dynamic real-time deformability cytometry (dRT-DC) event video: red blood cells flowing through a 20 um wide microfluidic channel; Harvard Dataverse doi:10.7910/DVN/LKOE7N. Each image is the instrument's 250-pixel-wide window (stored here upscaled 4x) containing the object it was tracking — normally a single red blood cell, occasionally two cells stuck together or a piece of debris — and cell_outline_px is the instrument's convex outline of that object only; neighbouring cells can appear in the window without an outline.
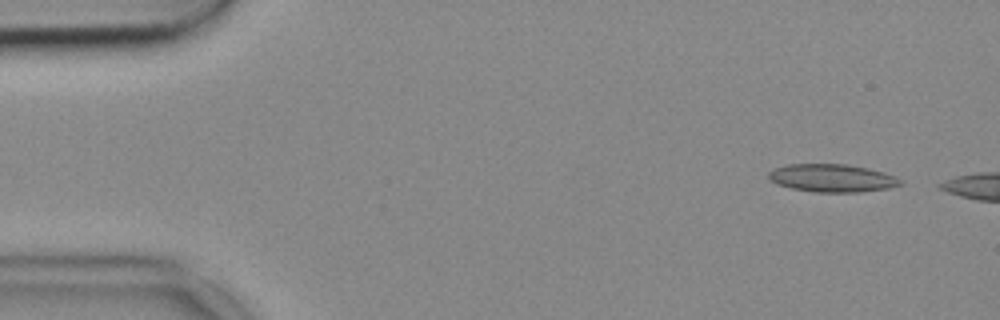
{"species": "common noctule bat (a hibernating species)", "species_latin": "Nyctalus noctula", "temperature_condition": "cold", "stored_images_in_passage": 48, "camera_frame_rate_fps": 3000, "um_per_image_px": 0.085, "animal": {"sex": "female", "body_mass_g": 18.4}, "frame": {"image": 1, "passage_image": 4, "time_ms": 1.0, "image_size_px": [1000, 320], "cell_outline_px": [[904, 184], [888, 188], [860, 192], [812, 192], [792, 188], [776, 184], [768, 176], [768, 172], [772, 168], [788, 164], [848, 164], [868, 168], [884, 172], [896, 176]], "centroid_in_image_um": [70.73, 15.13], "position_along_channel_um": 14.3, "area_um2": 21.56}}
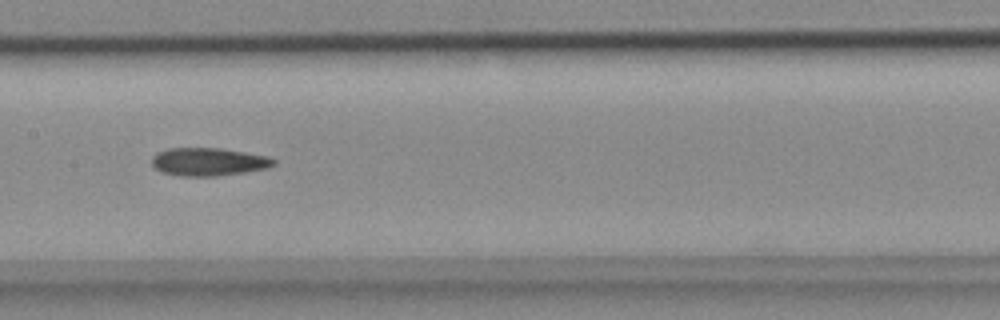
{"frame": {"image": 2, "passage_image": 26, "time_ms": 8.333, "image_size_px": [1000, 320], "cell_outline_px": [[276, 164], [268, 168], [244, 172], [216, 176], [180, 176], [164, 172], [156, 168], [152, 164], [152, 156], [156, 152], [168, 148], [220, 148], [268, 156], [276, 160]], "centroid_in_image_um": [17.73, 13.74], "position_along_channel_um": 189.7, "area_um2": 19.88}}
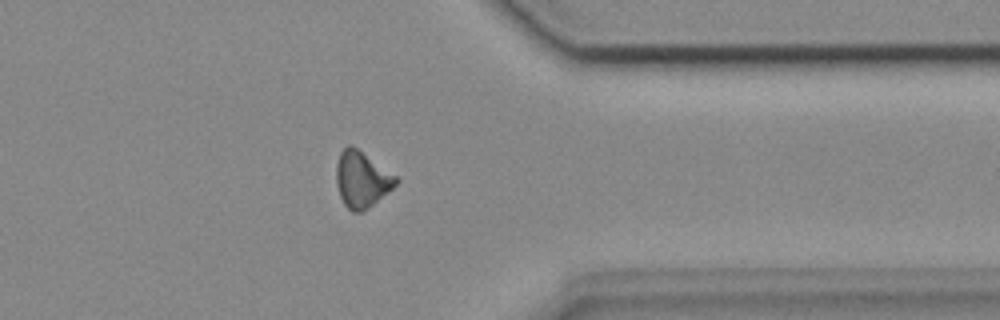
{"frame": {"image": 3, "passage_image": 42, "time_ms": 13.667, "image_size_px": [1000, 320], "cell_outline_px": [[400, 180], [388, 192], [368, 208], [360, 212], [352, 212], [344, 204], [340, 196], [336, 184], [336, 164], [340, 152], [348, 144], [352, 144], [396, 176]], "centroid_in_image_um": [30.73, 15.24], "position_along_channel_um": 380.7, "area_um2": 19.42}}